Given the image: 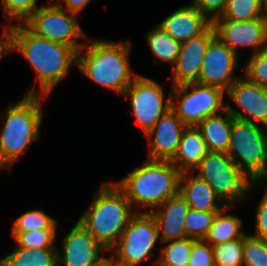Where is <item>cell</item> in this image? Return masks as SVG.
I'll return each mask as SVG.
<instances>
[{"instance_id": "6da1fadb", "label": "cell", "mask_w": 267, "mask_h": 266, "mask_svg": "<svg viewBox=\"0 0 267 266\" xmlns=\"http://www.w3.org/2000/svg\"><path fill=\"white\" fill-rule=\"evenodd\" d=\"M9 52L17 50L36 73V84L26 94L48 96L77 63V51L32 32L24 23H9ZM74 63V64H73Z\"/></svg>"}, {"instance_id": "7a4b0ae2", "label": "cell", "mask_w": 267, "mask_h": 266, "mask_svg": "<svg viewBox=\"0 0 267 266\" xmlns=\"http://www.w3.org/2000/svg\"><path fill=\"white\" fill-rule=\"evenodd\" d=\"M130 51L131 44L126 40L87 41L77 52L76 66L91 81L122 95L138 75L129 64Z\"/></svg>"}, {"instance_id": "3957f363", "label": "cell", "mask_w": 267, "mask_h": 266, "mask_svg": "<svg viewBox=\"0 0 267 266\" xmlns=\"http://www.w3.org/2000/svg\"><path fill=\"white\" fill-rule=\"evenodd\" d=\"M99 187L77 221L110 251L136 212L115 182H103Z\"/></svg>"}, {"instance_id": "277c9868", "label": "cell", "mask_w": 267, "mask_h": 266, "mask_svg": "<svg viewBox=\"0 0 267 266\" xmlns=\"http://www.w3.org/2000/svg\"><path fill=\"white\" fill-rule=\"evenodd\" d=\"M181 174L169 160L147 159L144 165L115 184L124 192L135 212L147 213L179 193ZM136 205L143 206L144 210L137 211Z\"/></svg>"}, {"instance_id": "5b68a950", "label": "cell", "mask_w": 267, "mask_h": 266, "mask_svg": "<svg viewBox=\"0 0 267 266\" xmlns=\"http://www.w3.org/2000/svg\"><path fill=\"white\" fill-rule=\"evenodd\" d=\"M46 98L43 95L26 94L17 103L8 105L0 131V169L7 167L11 170L19 156L39 139L43 119L41 100Z\"/></svg>"}, {"instance_id": "8992f818", "label": "cell", "mask_w": 267, "mask_h": 266, "mask_svg": "<svg viewBox=\"0 0 267 266\" xmlns=\"http://www.w3.org/2000/svg\"><path fill=\"white\" fill-rule=\"evenodd\" d=\"M205 180L225 206H233L246 198L262 181H252L225 153L208 152L194 169Z\"/></svg>"}, {"instance_id": "52a82bcc", "label": "cell", "mask_w": 267, "mask_h": 266, "mask_svg": "<svg viewBox=\"0 0 267 266\" xmlns=\"http://www.w3.org/2000/svg\"><path fill=\"white\" fill-rule=\"evenodd\" d=\"M227 155L250 180L267 182V128L234 118Z\"/></svg>"}, {"instance_id": "ba28073f", "label": "cell", "mask_w": 267, "mask_h": 266, "mask_svg": "<svg viewBox=\"0 0 267 266\" xmlns=\"http://www.w3.org/2000/svg\"><path fill=\"white\" fill-rule=\"evenodd\" d=\"M172 88L170 109L186 126L196 127L206 117L226 109V91L219 87L195 82Z\"/></svg>"}, {"instance_id": "9c48e42d", "label": "cell", "mask_w": 267, "mask_h": 266, "mask_svg": "<svg viewBox=\"0 0 267 266\" xmlns=\"http://www.w3.org/2000/svg\"><path fill=\"white\" fill-rule=\"evenodd\" d=\"M157 241L160 242V239L153 215L150 212H136L111 249V254L120 266H136L152 255Z\"/></svg>"}, {"instance_id": "30bf717a", "label": "cell", "mask_w": 267, "mask_h": 266, "mask_svg": "<svg viewBox=\"0 0 267 266\" xmlns=\"http://www.w3.org/2000/svg\"><path fill=\"white\" fill-rule=\"evenodd\" d=\"M77 17L50 0L48 5L38 7L24 24L36 35L71 46L78 52L85 43L76 40L86 35Z\"/></svg>"}, {"instance_id": "8fae6325", "label": "cell", "mask_w": 267, "mask_h": 266, "mask_svg": "<svg viewBox=\"0 0 267 266\" xmlns=\"http://www.w3.org/2000/svg\"><path fill=\"white\" fill-rule=\"evenodd\" d=\"M163 90L158 81L138 74L122 94L130 98L132 114L145 134L170 109V94L164 100Z\"/></svg>"}, {"instance_id": "7c38bea8", "label": "cell", "mask_w": 267, "mask_h": 266, "mask_svg": "<svg viewBox=\"0 0 267 266\" xmlns=\"http://www.w3.org/2000/svg\"><path fill=\"white\" fill-rule=\"evenodd\" d=\"M239 62V54L215 36L209 42L196 83L227 91L239 78L233 75Z\"/></svg>"}, {"instance_id": "4fadbf2b", "label": "cell", "mask_w": 267, "mask_h": 266, "mask_svg": "<svg viewBox=\"0 0 267 266\" xmlns=\"http://www.w3.org/2000/svg\"><path fill=\"white\" fill-rule=\"evenodd\" d=\"M226 95L244 112L226 103V109L234 118L267 128V87L241 76L228 88Z\"/></svg>"}, {"instance_id": "5bb4252c", "label": "cell", "mask_w": 267, "mask_h": 266, "mask_svg": "<svg viewBox=\"0 0 267 266\" xmlns=\"http://www.w3.org/2000/svg\"><path fill=\"white\" fill-rule=\"evenodd\" d=\"M216 36L231 50L251 47L253 53L267 47V18L250 21L212 20Z\"/></svg>"}, {"instance_id": "9a60e30c", "label": "cell", "mask_w": 267, "mask_h": 266, "mask_svg": "<svg viewBox=\"0 0 267 266\" xmlns=\"http://www.w3.org/2000/svg\"><path fill=\"white\" fill-rule=\"evenodd\" d=\"M104 248L78 221L64 236L58 266H95L103 258Z\"/></svg>"}, {"instance_id": "2e32d148", "label": "cell", "mask_w": 267, "mask_h": 266, "mask_svg": "<svg viewBox=\"0 0 267 266\" xmlns=\"http://www.w3.org/2000/svg\"><path fill=\"white\" fill-rule=\"evenodd\" d=\"M216 36L211 24L201 35L181 43L180 52L172 67V86L198 81L209 42Z\"/></svg>"}, {"instance_id": "e0dca14e", "label": "cell", "mask_w": 267, "mask_h": 266, "mask_svg": "<svg viewBox=\"0 0 267 266\" xmlns=\"http://www.w3.org/2000/svg\"><path fill=\"white\" fill-rule=\"evenodd\" d=\"M187 126L169 109L146 133L150 150L148 159L171 161L179 147L183 130Z\"/></svg>"}, {"instance_id": "ac0fdd59", "label": "cell", "mask_w": 267, "mask_h": 266, "mask_svg": "<svg viewBox=\"0 0 267 266\" xmlns=\"http://www.w3.org/2000/svg\"><path fill=\"white\" fill-rule=\"evenodd\" d=\"M190 209L185 198L176 194L150 213L155 218L161 243L185 239V218Z\"/></svg>"}, {"instance_id": "d6986e66", "label": "cell", "mask_w": 267, "mask_h": 266, "mask_svg": "<svg viewBox=\"0 0 267 266\" xmlns=\"http://www.w3.org/2000/svg\"><path fill=\"white\" fill-rule=\"evenodd\" d=\"M211 24L212 21L190 3L166 16L159 26L173 39L184 43L201 35Z\"/></svg>"}, {"instance_id": "ffe728a7", "label": "cell", "mask_w": 267, "mask_h": 266, "mask_svg": "<svg viewBox=\"0 0 267 266\" xmlns=\"http://www.w3.org/2000/svg\"><path fill=\"white\" fill-rule=\"evenodd\" d=\"M179 193L185 198L190 208L199 211L219 212L225 207L207 182L194 172L181 174Z\"/></svg>"}, {"instance_id": "44dd1931", "label": "cell", "mask_w": 267, "mask_h": 266, "mask_svg": "<svg viewBox=\"0 0 267 266\" xmlns=\"http://www.w3.org/2000/svg\"><path fill=\"white\" fill-rule=\"evenodd\" d=\"M233 119L231 113L225 109L219 114L206 117L196 126L205 141L208 152L227 154Z\"/></svg>"}, {"instance_id": "7402d4cb", "label": "cell", "mask_w": 267, "mask_h": 266, "mask_svg": "<svg viewBox=\"0 0 267 266\" xmlns=\"http://www.w3.org/2000/svg\"><path fill=\"white\" fill-rule=\"evenodd\" d=\"M208 153L205 141L196 127L187 126L180 138L176 155L171 162L183 172H193Z\"/></svg>"}, {"instance_id": "603a6c76", "label": "cell", "mask_w": 267, "mask_h": 266, "mask_svg": "<svg viewBox=\"0 0 267 266\" xmlns=\"http://www.w3.org/2000/svg\"><path fill=\"white\" fill-rule=\"evenodd\" d=\"M229 207L225 206L217 212L213 224L204 238L211 246L242 238L246 234L241 231L242 221L239 217L224 213Z\"/></svg>"}, {"instance_id": "cb8c5ba5", "label": "cell", "mask_w": 267, "mask_h": 266, "mask_svg": "<svg viewBox=\"0 0 267 266\" xmlns=\"http://www.w3.org/2000/svg\"><path fill=\"white\" fill-rule=\"evenodd\" d=\"M57 256L58 248L32 250L17 246L2 261L6 266H58Z\"/></svg>"}, {"instance_id": "d4e9b609", "label": "cell", "mask_w": 267, "mask_h": 266, "mask_svg": "<svg viewBox=\"0 0 267 266\" xmlns=\"http://www.w3.org/2000/svg\"><path fill=\"white\" fill-rule=\"evenodd\" d=\"M146 41L156 59L155 63L160 60L172 66L175 64L181 43L173 39L163 28L156 26L147 34Z\"/></svg>"}, {"instance_id": "484cf974", "label": "cell", "mask_w": 267, "mask_h": 266, "mask_svg": "<svg viewBox=\"0 0 267 266\" xmlns=\"http://www.w3.org/2000/svg\"><path fill=\"white\" fill-rule=\"evenodd\" d=\"M266 18L264 0H228L224 11L213 20L250 21Z\"/></svg>"}, {"instance_id": "4316f807", "label": "cell", "mask_w": 267, "mask_h": 266, "mask_svg": "<svg viewBox=\"0 0 267 266\" xmlns=\"http://www.w3.org/2000/svg\"><path fill=\"white\" fill-rule=\"evenodd\" d=\"M164 243L166 244L161 249L160 258L155 261L159 266H188L192 238L171 240Z\"/></svg>"}, {"instance_id": "83f0119b", "label": "cell", "mask_w": 267, "mask_h": 266, "mask_svg": "<svg viewBox=\"0 0 267 266\" xmlns=\"http://www.w3.org/2000/svg\"><path fill=\"white\" fill-rule=\"evenodd\" d=\"M57 220L43 210H30L14 220L12 232H28L38 230H56Z\"/></svg>"}, {"instance_id": "f1b7e54d", "label": "cell", "mask_w": 267, "mask_h": 266, "mask_svg": "<svg viewBox=\"0 0 267 266\" xmlns=\"http://www.w3.org/2000/svg\"><path fill=\"white\" fill-rule=\"evenodd\" d=\"M244 236L212 246L215 266H243Z\"/></svg>"}, {"instance_id": "f546056e", "label": "cell", "mask_w": 267, "mask_h": 266, "mask_svg": "<svg viewBox=\"0 0 267 266\" xmlns=\"http://www.w3.org/2000/svg\"><path fill=\"white\" fill-rule=\"evenodd\" d=\"M217 212L199 211L190 208L185 218V232L187 238L204 239L211 228Z\"/></svg>"}, {"instance_id": "4dcf8cb0", "label": "cell", "mask_w": 267, "mask_h": 266, "mask_svg": "<svg viewBox=\"0 0 267 266\" xmlns=\"http://www.w3.org/2000/svg\"><path fill=\"white\" fill-rule=\"evenodd\" d=\"M17 245L22 248L39 249V248H57L54 244L56 239V230H36L28 232H12Z\"/></svg>"}, {"instance_id": "1f68e13d", "label": "cell", "mask_w": 267, "mask_h": 266, "mask_svg": "<svg viewBox=\"0 0 267 266\" xmlns=\"http://www.w3.org/2000/svg\"><path fill=\"white\" fill-rule=\"evenodd\" d=\"M244 266H267V239L244 235Z\"/></svg>"}, {"instance_id": "d6a6232c", "label": "cell", "mask_w": 267, "mask_h": 266, "mask_svg": "<svg viewBox=\"0 0 267 266\" xmlns=\"http://www.w3.org/2000/svg\"><path fill=\"white\" fill-rule=\"evenodd\" d=\"M245 77L259 86L267 87V47L251 54L246 62Z\"/></svg>"}, {"instance_id": "836d02e7", "label": "cell", "mask_w": 267, "mask_h": 266, "mask_svg": "<svg viewBox=\"0 0 267 266\" xmlns=\"http://www.w3.org/2000/svg\"><path fill=\"white\" fill-rule=\"evenodd\" d=\"M37 0H1L0 6L9 22L24 23L38 8Z\"/></svg>"}, {"instance_id": "e575fe53", "label": "cell", "mask_w": 267, "mask_h": 266, "mask_svg": "<svg viewBox=\"0 0 267 266\" xmlns=\"http://www.w3.org/2000/svg\"><path fill=\"white\" fill-rule=\"evenodd\" d=\"M188 266H215L212 246L204 239H192Z\"/></svg>"}, {"instance_id": "d590c367", "label": "cell", "mask_w": 267, "mask_h": 266, "mask_svg": "<svg viewBox=\"0 0 267 266\" xmlns=\"http://www.w3.org/2000/svg\"><path fill=\"white\" fill-rule=\"evenodd\" d=\"M227 1L228 0H192L191 4L212 21L224 11Z\"/></svg>"}, {"instance_id": "8d00e7d4", "label": "cell", "mask_w": 267, "mask_h": 266, "mask_svg": "<svg viewBox=\"0 0 267 266\" xmlns=\"http://www.w3.org/2000/svg\"><path fill=\"white\" fill-rule=\"evenodd\" d=\"M252 236L267 239V187L257 207L255 233Z\"/></svg>"}, {"instance_id": "74e56055", "label": "cell", "mask_w": 267, "mask_h": 266, "mask_svg": "<svg viewBox=\"0 0 267 266\" xmlns=\"http://www.w3.org/2000/svg\"><path fill=\"white\" fill-rule=\"evenodd\" d=\"M58 6L62 7L63 9L74 13L79 14L86 6L92 2V0H53ZM65 4L63 7L62 5Z\"/></svg>"}, {"instance_id": "f35d334b", "label": "cell", "mask_w": 267, "mask_h": 266, "mask_svg": "<svg viewBox=\"0 0 267 266\" xmlns=\"http://www.w3.org/2000/svg\"><path fill=\"white\" fill-rule=\"evenodd\" d=\"M4 32H2V37L0 39V59H2L9 52V25H4Z\"/></svg>"}, {"instance_id": "ab89813d", "label": "cell", "mask_w": 267, "mask_h": 266, "mask_svg": "<svg viewBox=\"0 0 267 266\" xmlns=\"http://www.w3.org/2000/svg\"><path fill=\"white\" fill-rule=\"evenodd\" d=\"M95 266H120L115 259L110 256L109 258H103L99 263H97Z\"/></svg>"}, {"instance_id": "60d3db41", "label": "cell", "mask_w": 267, "mask_h": 266, "mask_svg": "<svg viewBox=\"0 0 267 266\" xmlns=\"http://www.w3.org/2000/svg\"><path fill=\"white\" fill-rule=\"evenodd\" d=\"M265 17L267 18V0H264Z\"/></svg>"}, {"instance_id": "b9f144b4", "label": "cell", "mask_w": 267, "mask_h": 266, "mask_svg": "<svg viewBox=\"0 0 267 266\" xmlns=\"http://www.w3.org/2000/svg\"><path fill=\"white\" fill-rule=\"evenodd\" d=\"M0 266H6V265H5L4 262L2 261V262L0 263Z\"/></svg>"}]
</instances>
